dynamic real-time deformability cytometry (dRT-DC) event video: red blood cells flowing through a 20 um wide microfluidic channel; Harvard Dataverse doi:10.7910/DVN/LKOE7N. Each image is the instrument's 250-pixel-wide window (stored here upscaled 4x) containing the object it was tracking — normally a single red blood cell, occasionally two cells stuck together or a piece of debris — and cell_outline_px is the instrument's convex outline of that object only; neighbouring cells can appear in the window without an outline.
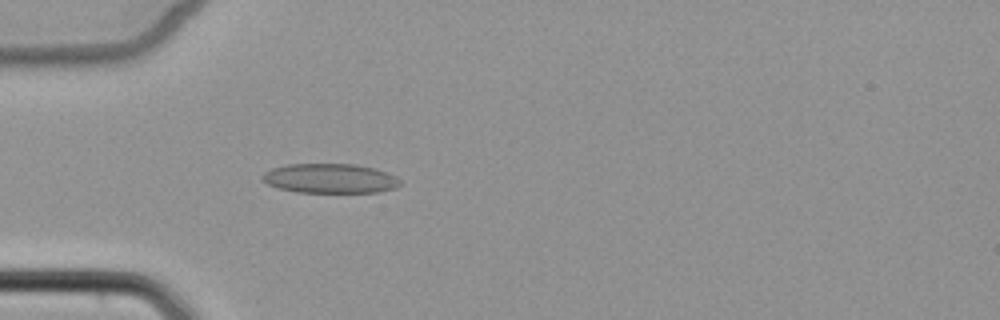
{"species": "common noctule bat (a hibernating species)", "species_latin": "Nyctalus noctula", "temperature_condition": "cold", "stored_images_in_passage": 2, "camera_frame_rate_fps": 3000, "um_per_image_px": 0.085, "animal": {"sex": "female", "body_mass_g": 22.7, "forearm_length_mm": 54.2}, "frame": {"image": 1, "passage_image": 2, "time_ms": 1.333, "image_size_px": [1000, 320], "cell_outline_px": [[400, 184], [396, 188], [380, 192], [296, 192], [280, 188], [268, 184], [260, 176], [264, 172], [272, 168], [288, 164], [356, 164], [376, 168], [388, 172], [396, 176], [400, 180]], "centroid_in_image_um": [28.09, 15.16], "position_along_channel_um": 56.9, "area_um2": 23.81}}